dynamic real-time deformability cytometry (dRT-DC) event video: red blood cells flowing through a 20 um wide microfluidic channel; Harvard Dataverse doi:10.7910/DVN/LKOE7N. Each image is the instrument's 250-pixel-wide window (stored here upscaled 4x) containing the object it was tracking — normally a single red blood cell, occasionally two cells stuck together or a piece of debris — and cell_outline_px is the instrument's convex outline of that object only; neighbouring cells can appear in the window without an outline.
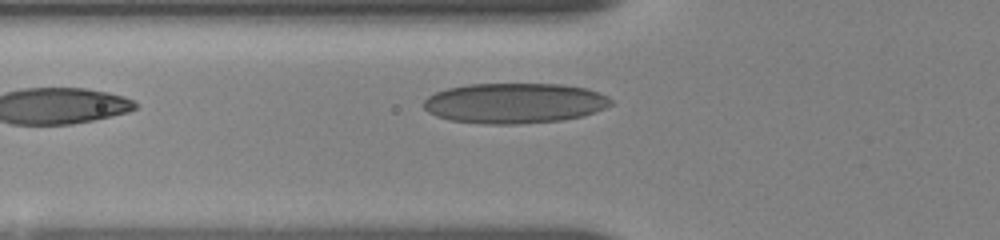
{"species": "human", "species_latin": "Homo sapiens", "temperature_condition": "room temperature", "stored_images_in_passage": 7, "camera_frame_rate_fps": 3000, "um_per_image_px": 0.085, "donor": {"sex": "female"}, "frame": {"image": 1, "passage_image": 7, "time_ms": 3.333, "image_size_px": [1000, 240], "cell_outline_px": [[612, 104], [604, 108], [580, 116], [560, 120], [516, 124], [484, 124], [448, 120], [436, 116], [428, 112], [424, 108], [424, 100], [428, 96], [436, 92], [448, 88], [468, 84], [560, 84], [588, 88], [608, 96], [612, 100]], "centroid_in_image_um": [43.71, 8.76], "position_along_channel_um": 82.1, "area_um2": 43.93}}